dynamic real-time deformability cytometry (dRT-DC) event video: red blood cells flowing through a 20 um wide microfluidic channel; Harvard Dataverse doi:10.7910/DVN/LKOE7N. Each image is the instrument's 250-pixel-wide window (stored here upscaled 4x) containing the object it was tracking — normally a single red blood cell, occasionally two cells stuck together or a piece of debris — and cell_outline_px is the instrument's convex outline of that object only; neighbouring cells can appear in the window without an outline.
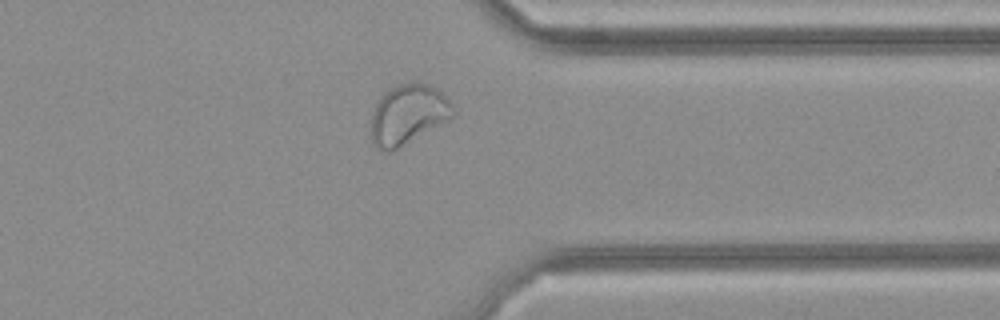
{"species": "common noctule bat (a hibernating species)", "species_latin": "Nyctalus noctula", "temperature_condition": "cold", "stored_images_in_passage": 26, "camera_frame_rate_fps": 3000, "um_per_image_px": 0.085, "animal": {"sex": "female", "body_mass_g": 21.9}, "frame": {"image": 1, "passage_image": 22, "time_ms": 7.0, "image_size_px": [1000, 320], "cell_outline_px": [[456, 112], [452, 116], [400, 148], [392, 152], [380, 152], [372, 144], [372, 112], [380, 96], [384, 92], [400, 84], [420, 80], [436, 88], [456, 108]], "centroid_in_image_um": [34.65, 9.73], "position_along_channel_um": 376.7, "area_um2": 28.67}}